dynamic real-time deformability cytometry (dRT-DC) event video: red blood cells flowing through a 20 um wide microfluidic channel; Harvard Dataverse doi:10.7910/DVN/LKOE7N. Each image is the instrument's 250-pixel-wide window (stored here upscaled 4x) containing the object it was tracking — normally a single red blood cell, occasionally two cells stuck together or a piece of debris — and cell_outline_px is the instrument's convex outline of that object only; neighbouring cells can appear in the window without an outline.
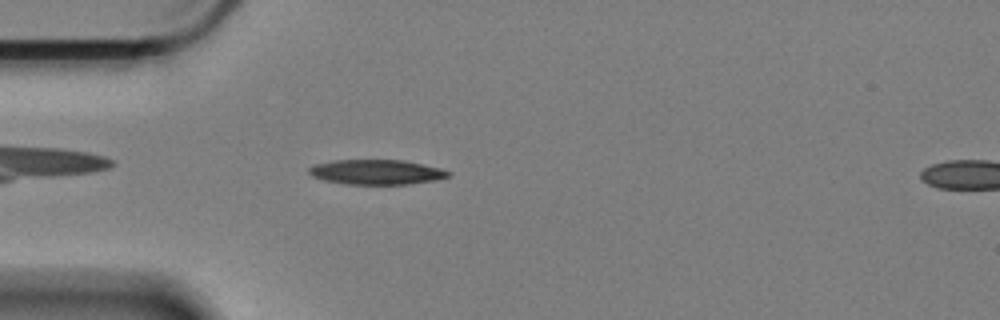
{"species": "Egyptian fruit bat (a non-hibernating species)", "species_latin": "Rousettus aegyptiacus", "temperature_condition": "cold", "stored_images_in_passage": 7, "camera_frame_rate_fps": 3000, "um_per_image_px": 0.085, "animal": {"sex": "female"}, "frame": {"image": 1, "passage_image": 4, "time_ms": 1.0, "image_size_px": [1000, 320], "cell_outline_px": [[452, 176], [436, 180], [408, 184], [344, 184], [324, 180], [312, 176], [308, 172], [308, 168], [316, 164], [336, 160], [404, 160], [424, 164], [440, 168], [452, 172]], "centroid_in_image_um": [32.04, 14.63], "position_along_channel_um": 53.0, "area_um2": 20.29}}